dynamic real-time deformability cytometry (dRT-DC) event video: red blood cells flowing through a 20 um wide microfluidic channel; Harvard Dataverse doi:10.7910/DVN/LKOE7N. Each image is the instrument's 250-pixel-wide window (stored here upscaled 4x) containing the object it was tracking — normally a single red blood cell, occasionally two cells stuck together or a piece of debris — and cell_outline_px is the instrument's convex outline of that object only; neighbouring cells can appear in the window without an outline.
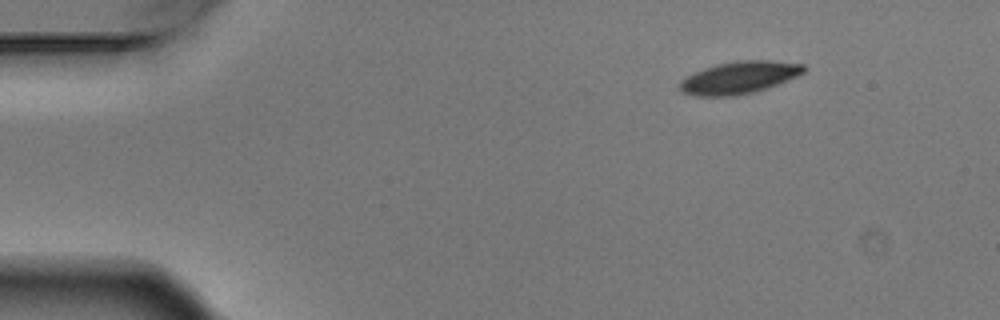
{"species": "Egyptian fruit bat (a non-hibernating species)", "species_latin": "Rousettus aegyptiacus", "temperature_condition": "warm", "stored_images_in_passage": 6, "segment_of_instrument_passage": [2, 2], "camera_frame_rate_fps": 3000, "um_per_image_px": 0.085, "animal": {"sex": "male"}, "frame": {"image": 1, "passage_image": 6, "time_ms": 1.667, "image_size_px": [1000, 320], "cell_outline_px": [[808, 68], [804, 72], [796, 76], [768, 88], [736, 96], [696, 96], [680, 92], [680, 80], [704, 68], [716, 64], [740, 60], [768, 60], [804, 64]], "centroid_in_image_um": [62.84, 6.59], "position_along_channel_um": 22.2, "area_um2": 23.29}}